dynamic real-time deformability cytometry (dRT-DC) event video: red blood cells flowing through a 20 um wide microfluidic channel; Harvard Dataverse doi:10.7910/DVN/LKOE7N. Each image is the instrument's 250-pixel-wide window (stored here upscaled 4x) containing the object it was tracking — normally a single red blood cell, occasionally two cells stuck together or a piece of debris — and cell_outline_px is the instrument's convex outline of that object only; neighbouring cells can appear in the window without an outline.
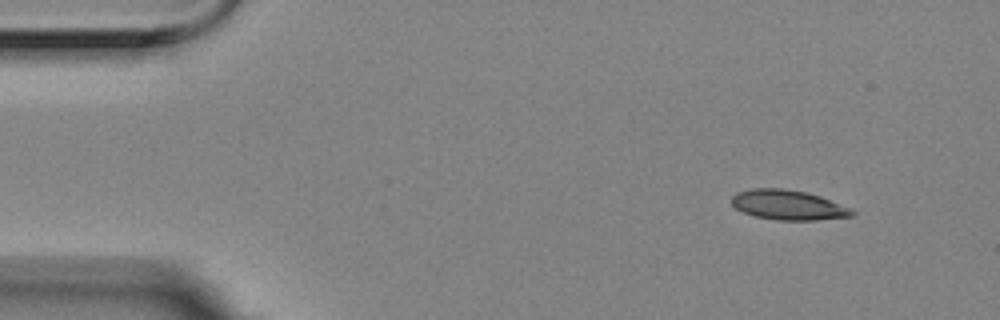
{"species": "Egyptian fruit bat (a non-hibernating species)", "species_latin": "Rousettus aegyptiacus", "temperature_condition": "room temperature", "stored_images_in_passage": 3, "camera_frame_rate_fps": 3000, "um_per_image_px": 0.085, "animal": {"sex": "female"}, "frame": {"image": 1, "passage_image": 1, "time_ms": 0.0, "image_size_px": [1000, 320], "cell_outline_px": [[856, 212], [852, 216], [816, 220], [776, 220], [756, 216], [744, 212], [736, 208], [732, 204], [732, 196], [736, 192], [752, 188], [780, 188], [804, 192], [820, 196], [852, 208]], "centroid_in_image_um": [67.0, 17.42], "position_along_channel_um": 18.0, "area_um2": 20.87}}